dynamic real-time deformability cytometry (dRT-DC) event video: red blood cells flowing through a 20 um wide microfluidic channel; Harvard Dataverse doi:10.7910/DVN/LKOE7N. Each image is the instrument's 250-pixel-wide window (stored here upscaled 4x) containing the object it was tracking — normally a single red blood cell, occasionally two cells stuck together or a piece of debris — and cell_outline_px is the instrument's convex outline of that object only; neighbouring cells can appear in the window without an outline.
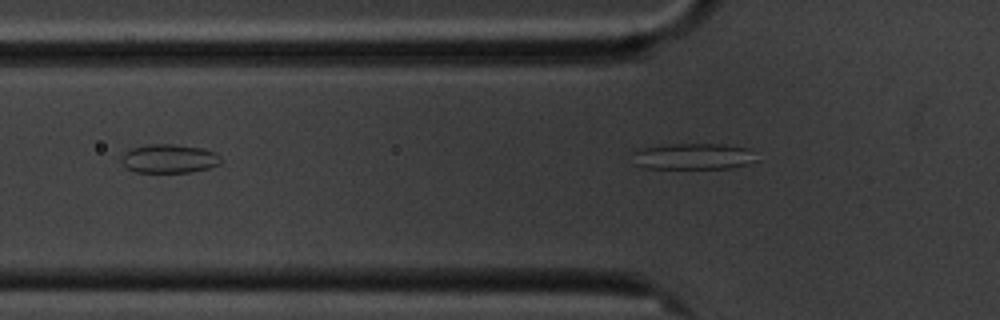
{"species": "common noctule bat (a hibernating species)", "species_latin": "Nyctalus noctula", "temperature_condition": "cold", "stored_images_in_passage": 6, "camera_frame_rate_fps": 3000, "um_per_image_px": 0.085, "animal": {"sex": "male", "body_mass_g": 20.1, "forearm_length_mm": 53.5}, "frame": {"image": 1, "passage_image": 6, "time_ms": 5.667, "image_size_px": [1000, 320], "cell_outline_px": [[760, 160], [748, 164], [732, 168], [644, 168], [632, 164], [632, 152], [640, 148], [664, 144], [724, 144], [752, 148]], "centroid_in_image_um": [58.95, 13.29], "position_along_channel_um": 66.8, "area_um2": 19.59}}